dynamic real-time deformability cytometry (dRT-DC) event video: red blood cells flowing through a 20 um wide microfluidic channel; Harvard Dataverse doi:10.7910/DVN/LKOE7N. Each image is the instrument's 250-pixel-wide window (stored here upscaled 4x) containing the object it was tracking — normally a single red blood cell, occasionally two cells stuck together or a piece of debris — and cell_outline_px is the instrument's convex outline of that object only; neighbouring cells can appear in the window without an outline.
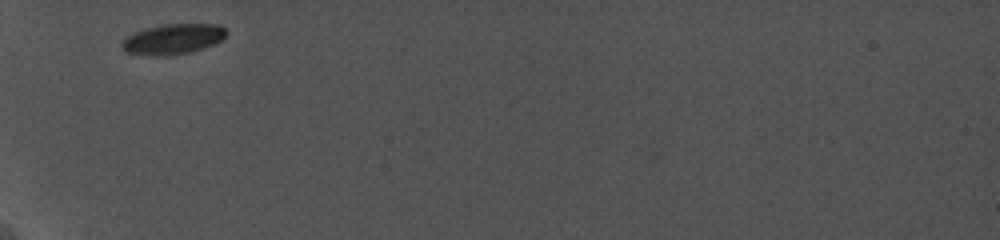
{"species": "common noctule bat (a hibernating species)", "species_latin": "Nyctalus noctula", "temperature_condition": "cold", "stored_images_in_passage": 9, "camera_frame_rate_fps": 5000, "um_per_image_px": 0.085, "animal": {"sex": "female", "body_mass_g": 19.0, "forearm_length_mm": 56.7}, "frame": {"image": 1, "passage_image": 1, "time_ms": 0.0, "image_size_px": [1000, 240], "cell_outline_px": [[228, 32], [220, 40], [204, 48], [192, 52], [168, 56], [156, 56], [124, 52], [120, 44], [128, 36], [144, 28], [160, 24], [220, 24]], "centroid_in_image_um": [14.69, 3.32], "position_along_channel_um": 70.3, "area_um2": 18.55}}
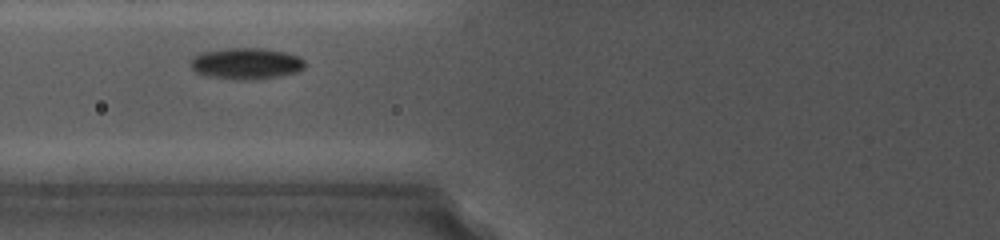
{"frame": {"image": 2, "passage_image": 3, "time_ms": 1.2, "image_size_px": [1000, 240], "cell_outline_px": [[304, 68], [296, 72], [280, 76], [248, 80], [236, 80], [208, 76], [196, 72], [188, 64], [188, 60], [200, 52], [232, 48], [260, 48], [284, 52], [300, 56], [304, 60]], "centroid_in_image_um": [20.89, 5.4], "position_along_channel_um": 104.9, "area_um2": 20.98}}